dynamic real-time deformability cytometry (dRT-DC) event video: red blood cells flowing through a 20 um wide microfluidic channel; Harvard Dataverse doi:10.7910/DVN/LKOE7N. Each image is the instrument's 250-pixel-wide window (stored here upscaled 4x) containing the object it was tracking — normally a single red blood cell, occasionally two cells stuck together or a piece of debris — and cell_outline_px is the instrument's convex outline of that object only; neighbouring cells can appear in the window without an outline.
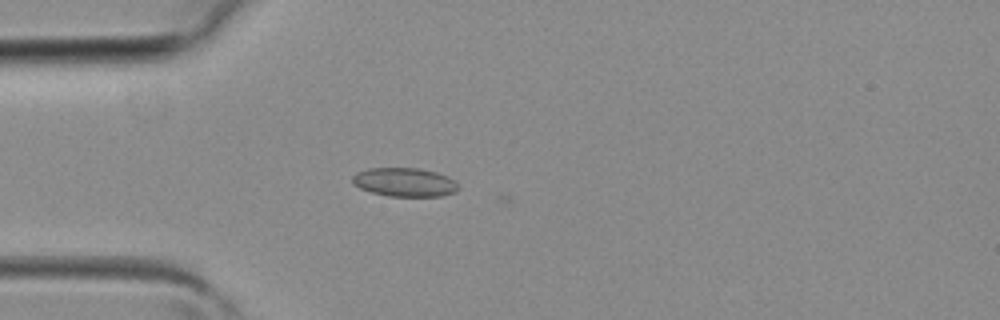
{"species": "common noctule bat (a hibernating species)", "species_latin": "Nyctalus noctula", "temperature_condition": "room temperature", "stored_images_in_passage": 2, "camera_frame_rate_fps": 3000, "um_per_image_px": 0.085, "animal": {"sex": "female", "body_mass_g": 19.3, "forearm_length_mm": 54.1}, "frame": {"image": 1, "passage_image": 2, "time_ms": 0.333, "image_size_px": [1000, 320], "cell_outline_px": [[460, 188], [456, 192], [440, 196], [388, 196], [372, 192], [360, 188], [352, 184], [352, 176], [356, 172], [368, 168], [420, 168], [436, 172], [448, 176], [456, 180], [460, 184]], "centroid_in_image_um": [34.42, 15.48], "position_along_channel_um": 50.6, "area_um2": 18.03}}